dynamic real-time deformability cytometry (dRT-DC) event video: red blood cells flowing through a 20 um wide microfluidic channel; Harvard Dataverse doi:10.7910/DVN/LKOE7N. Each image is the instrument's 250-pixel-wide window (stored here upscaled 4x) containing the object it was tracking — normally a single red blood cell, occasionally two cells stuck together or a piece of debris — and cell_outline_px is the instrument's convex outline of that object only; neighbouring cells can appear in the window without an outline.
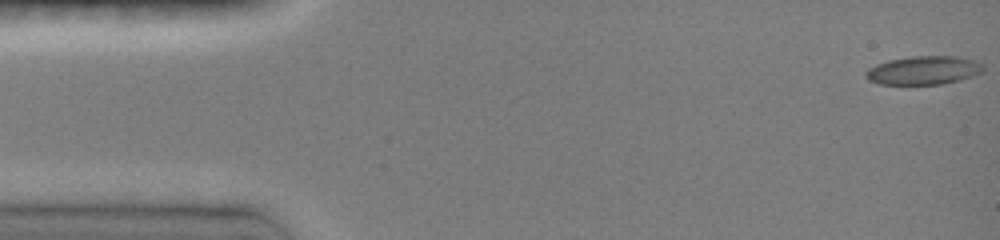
{"species": "common noctule bat (a hibernating species)", "species_latin": "Nyctalus noctula", "temperature_condition": "room temperature", "stored_images_in_passage": 14, "camera_frame_rate_fps": 3000, "um_per_image_px": 0.085, "animal": {"sex": "female", "body_mass_g": 19.0, "forearm_length_mm": 51.5}, "frame": {"image": 1, "passage_image": 1, "time_ms": 0.0, "image_size_px": [1000, 240], "cell_outline_px": [[984, 68], [980, 72], [972, 76], [960, 80], [940, 84], [880, 84], [868, 80], [864, 76], [864, 72], [868, 68], [876, 64], [888, 60], [912, 56], [956, 56], [972, 60], [984, 64]], "centroid_in_image_um": [78.46, 5.97], "position_along_channel_um": 6.5, "area_um2": 19.54}}
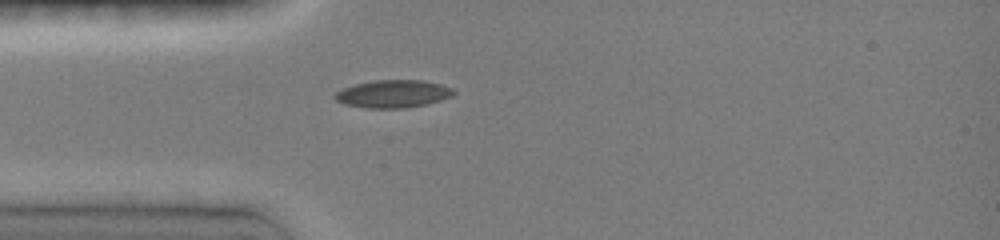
{"frame": {"image": 2, "passage_image": 10, "time_ms": 4.0, "image_size_px": [1000, 240], "cell_outline_px": [[456, 92], [452, 96], [428, 104], [404, 108], [364, 108], [344, 104], [336, 100], [332, 96], [336, 92], [344, 88], [356, 84], [372, 80], [420, 80], [440, 84], [452, 88]], "centroid_in_image_um": [33.4, 7.98], "position_along_channel_um": 51.6, "area_um2": 19.19}}
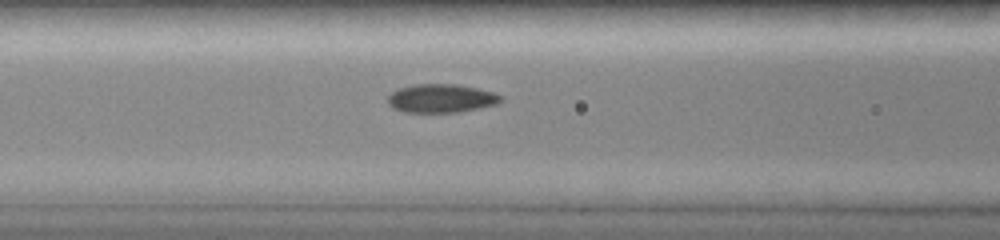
{"frame": {"image": 3, "passage_image": 14, "time_ms": 6.0, "image_size_px": [1000, 240], "cell_outline_px": [[504, 100], [496, 104], [460, 112], [404, 112], [392, 108], [388, 104], [388, 96], [396, 88], [416, 84], [460, 84], [492, 92], [500, 96]], "centroid_in_image_um": [37.46, 8.36], "position_along_channel_um": 129.1, "area_um2": 18.84}}